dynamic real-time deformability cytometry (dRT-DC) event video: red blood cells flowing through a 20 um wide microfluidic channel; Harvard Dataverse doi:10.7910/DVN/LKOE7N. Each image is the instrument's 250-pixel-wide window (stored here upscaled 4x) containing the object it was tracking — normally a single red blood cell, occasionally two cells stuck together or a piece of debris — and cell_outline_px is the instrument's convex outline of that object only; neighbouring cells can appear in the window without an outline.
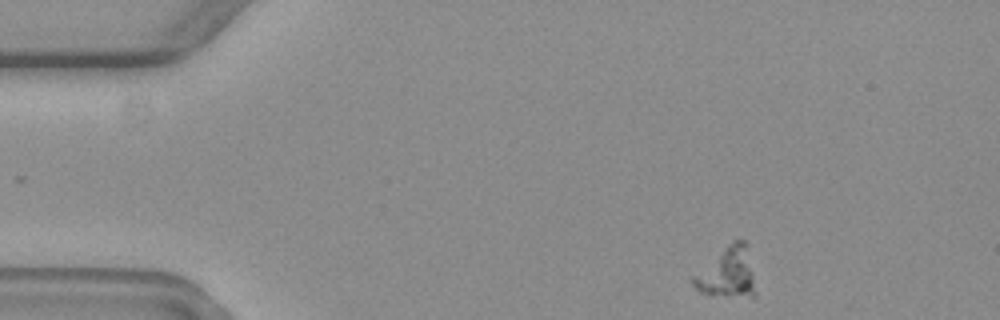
{"species": "common noctule bat (a hibernating species)", "species_latin": "Nyctalus noctula", "temperature_condition": "warm", "stored_images_in_passage": 3, "camera_frame_rate_fps": 3000, "um_per_image_px": 0.085, "animal": {"sex": "female", "body_mass_g": 19.3, "forearm_length_mm": 54.1}, "frame": {"image": 1, "passage_image": 1, "time_ms": 0.0, "image_size_px": [1000, 320], "cell_outline_px": [[756, 296], [724, 296], [700, 292], [692, 284], [692, 276], [732, 240], [744, 240], [748, 244]], "centroid_in_image_um": [61.84, 23.16], "position_along_channel_um": 23.2, "area_um2": 18.09}}